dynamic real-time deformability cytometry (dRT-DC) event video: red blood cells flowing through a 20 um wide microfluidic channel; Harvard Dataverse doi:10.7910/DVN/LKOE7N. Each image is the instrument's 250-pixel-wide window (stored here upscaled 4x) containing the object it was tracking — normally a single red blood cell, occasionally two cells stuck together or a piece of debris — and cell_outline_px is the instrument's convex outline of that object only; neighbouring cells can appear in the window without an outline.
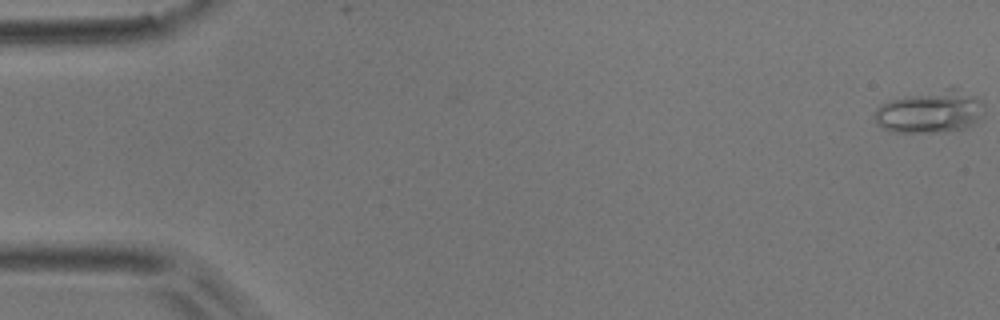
{"species": "common noctule bat (a hibernating species)", "species_latin": "Nyctalus noctula", "temperature_condition": "room temperature", "stored_images_in_passage": 19, "camera_frame_rate_fps": 3000, "um_per_image_px": 0.085, "animal": {"sex": "male", "body_mass_g": 17.9}, "frame": {"image": 1, "passage_image": 1, "time_ms": 0.0, "image_size_px": [1000, 320], "cell_outline_px": [[984, 116], [972, 124], [964, 128], [948, 132], [888, 132], [876, 124], [872, 116], [876, 108], [880, 104], [888, 100], [904, 96], [948, 88], [956, 88], [976, 96], [984, 104]], "centroid_in_image_um": [79.03, 9.51], "position_along_channel_um": 6.0, "area_um2": 27.57}}
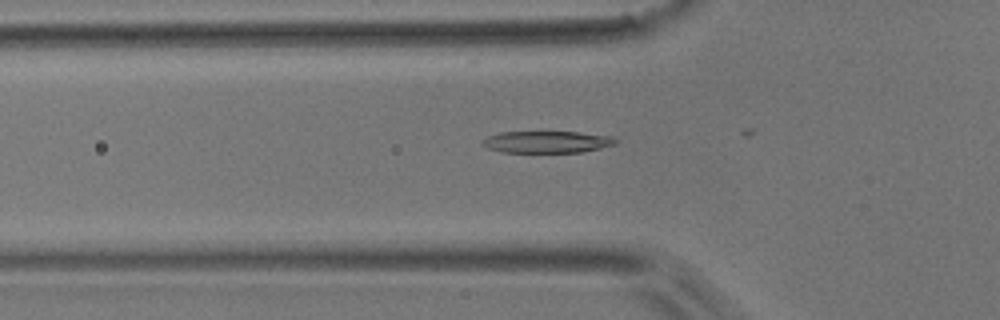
{"frame": {"image": 2, "passage_image": 18, "time_ms": 5.667, "image_size_px": [1000, 320], "cell_outline_px": [[616, 144], [600, 148], [580, 152], [500, 152], [488, 148], [480, 144], [488, 136], [500, 132], [576, 132], [612, 136], [616, 140]], "centroid_in_image_um": [46.47, 12.06], "position_along_channel_um": 79.3, "area_um2": 16.82}}